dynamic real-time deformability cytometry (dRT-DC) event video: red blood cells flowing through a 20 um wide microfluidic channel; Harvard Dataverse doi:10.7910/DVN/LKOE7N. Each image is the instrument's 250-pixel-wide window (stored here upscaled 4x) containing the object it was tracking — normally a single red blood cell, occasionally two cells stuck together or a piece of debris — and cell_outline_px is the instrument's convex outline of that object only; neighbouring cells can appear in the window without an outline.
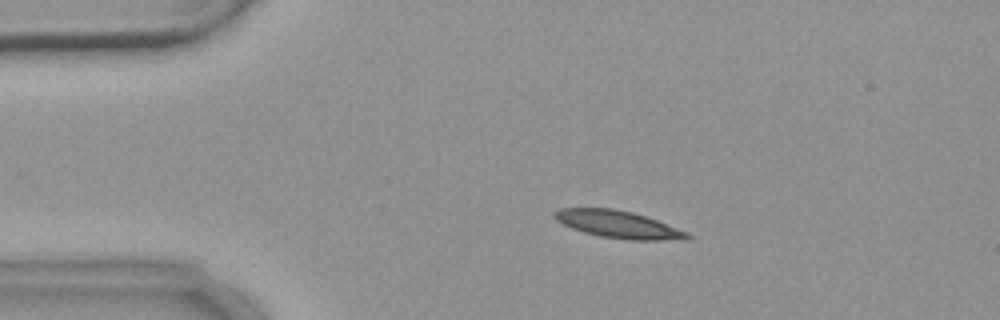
{"species": "common noctule bat (a hibernating species)", "species_latin": "Nyctalus noctula", "temperature_condition": "warm", "stored_images_in_passage": 2, "camera_frame_rate_fps": 3000, "um_per_image_px": 0.085, "animal": {"sex": "female", "body_mass_g": 18.4}, "frame": {"image": 1, "passage_image": 1, "time_ms": 0.0, "image_size_px": [1000, 320], "cell_outline_px": [[692, 236], [688, 240], [628, 240], [600, 236], [584, 232], [572, 228], [556, 220], [552, 216], [552, 212], [560, 208], [612, 208], [632, 212], [656, 220], [688, 232]], "centroid_in_image_um": [52.55, 19.08], "position_along_channel_um": 32.5, "area_um2": 21.15}}